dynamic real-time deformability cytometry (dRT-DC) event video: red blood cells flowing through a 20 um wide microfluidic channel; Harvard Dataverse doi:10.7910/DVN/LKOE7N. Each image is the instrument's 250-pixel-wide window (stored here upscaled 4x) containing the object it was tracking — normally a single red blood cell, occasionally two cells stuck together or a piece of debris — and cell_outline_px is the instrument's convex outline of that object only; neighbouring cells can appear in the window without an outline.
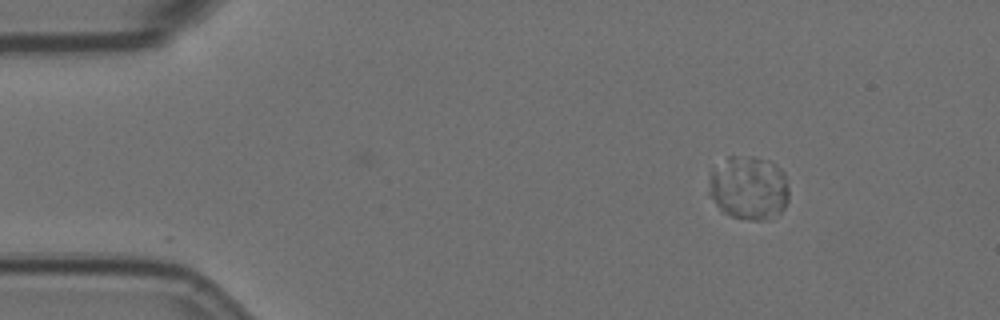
{"species": "Egyptian fruit bat (a non-hibernating species)", "species_latin": "Rousettus aegyptiacus", "temperature_condition": "room temperature", "stored_images_in_passage": 25, "camera_frame_rate_fps": 3000, "um_per_image_px": 0.085, "animal": {"sex": "female"}, "frame": {"image": 1, "passage_image": 1, "time_ms": 0.0, "image_size_px": [1000, 320], "cell_outline_px": [[788, 200], [784, 208], [772, 220], [748, 220], [732, 216], [724, 212], [716, 204], [708, 192], [712, 172], [728, 156], [752, 156], [768, 160], [776, 164], [784, 172], [788, 184]], "centroid_in_image_um": [63.69, 15.98], "position_along_channel_um": 21.3, "area_um2": 29.88}}
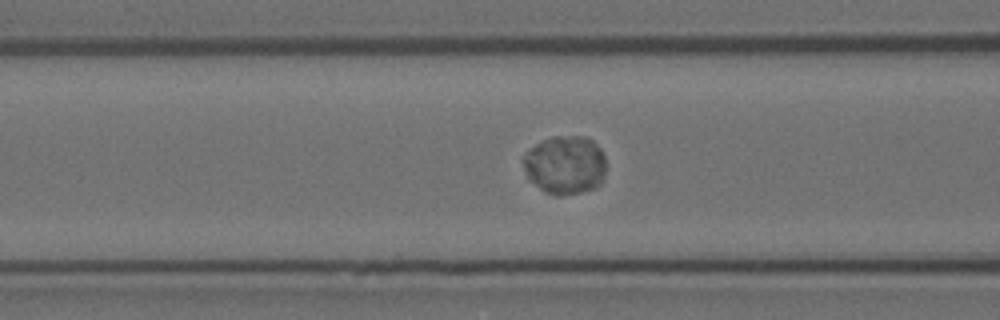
{"frame": {"image": 2, "passage_image": 16, "time_ms": 5.0, "image_size_px": [1000, 320], "cell_outline_px": [[604, 176], [600, 184], [596, 188], [580, 192], [560, 196], [556, 196], [544, 192], [528, 180], [524, 168], [524, 156], [536, 144], [552, 136], [584, 136], [592, 140], [600, 148], [604, 156]], "centroid_in_image_um": [48.03, 14.04], "position_along_channel_um": 118.6, "area_um2": 28.26}}
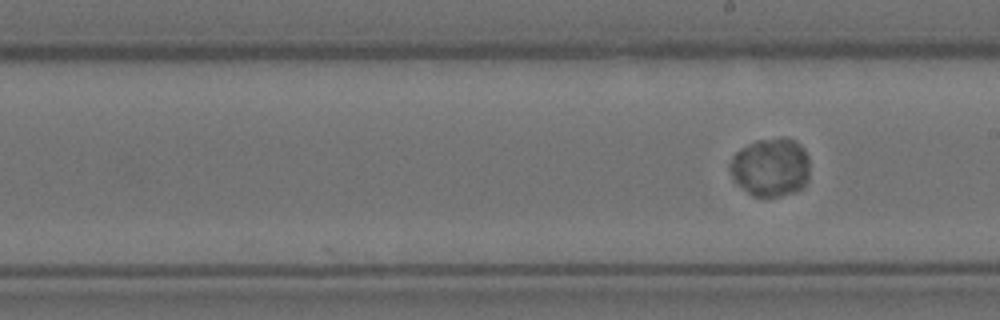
{"frame": {"image": 3, "passage_image": 25, "time_ms": 8.0, "image_size_px": [1000, 320], "cell_outline_px": [[808, 180], [804, 188], [780, 196], [764, 200], [752, 196], [736, 184], [732, 180], [728, 168], [728, 164], [732, 156], [736, 152], [756, 140], [780, 136], [784, 136], [796, 140], [804, 148], [808, 156]], "centroid_in_image_um": [65.48, 14.24], "position_along_channel_um": 223.5, "area_um2": 28.21}}